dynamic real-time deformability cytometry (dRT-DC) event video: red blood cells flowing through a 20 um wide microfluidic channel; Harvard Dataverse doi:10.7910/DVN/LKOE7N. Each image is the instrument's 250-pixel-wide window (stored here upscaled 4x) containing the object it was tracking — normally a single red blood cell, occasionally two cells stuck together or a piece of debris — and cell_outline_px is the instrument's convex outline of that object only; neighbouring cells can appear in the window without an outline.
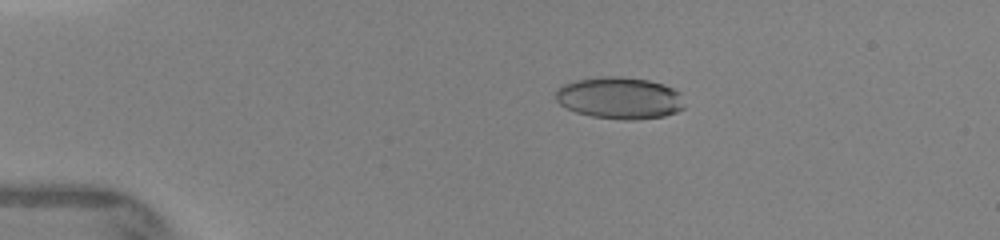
{"species": "human", "species_latin": "Homo sapiens", "temperature_condition": "warm", "stored_images_in_passage": 5, "camera_frame_rate_fps": 3000, "um_per_image_px": 0.085, "donor": {"sex": "female"}, "frame": {"image": 1, "passage_image": 3, "time_ms": 2.667, "image_size_px": [1000, 240], "cell_outline_px": [[684, 108], [676, 112], [664, 116], [632, 120], [624, 120], [592, 116], [576, 112], [560, 104], [556, 100], [556, 92], [564, 84], [580, 80], [604, 76], [620, 76], [648, 80], [664, 84], [680, 92], [684, 104]], "centroid_in_image_um": [52.71, 8.33], "position_along_channel_um": 32.3, "area_um2": 31.21}}
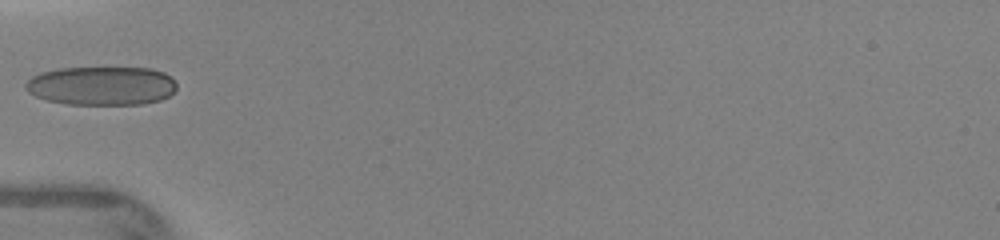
{"frame": {"image": 2, "passage_image": 5, "time_ms": 5.0, "image_size_px": [1000, 240], "cell_outline_px": [[176, 88], [168, 96], [160, 100], [140, 104], [68, 104], [48, 100], [36, 96], [28, 92], [24, 88], [24, 84], [32, 76], [40, 72], [56, 68], [152, 68], [164, 72], [172, 76], [176, 84]], "centroid_in_image_um": [8.62, 7.28], "position_along_channel_um": 76.4, "area_um2": 34.28}}